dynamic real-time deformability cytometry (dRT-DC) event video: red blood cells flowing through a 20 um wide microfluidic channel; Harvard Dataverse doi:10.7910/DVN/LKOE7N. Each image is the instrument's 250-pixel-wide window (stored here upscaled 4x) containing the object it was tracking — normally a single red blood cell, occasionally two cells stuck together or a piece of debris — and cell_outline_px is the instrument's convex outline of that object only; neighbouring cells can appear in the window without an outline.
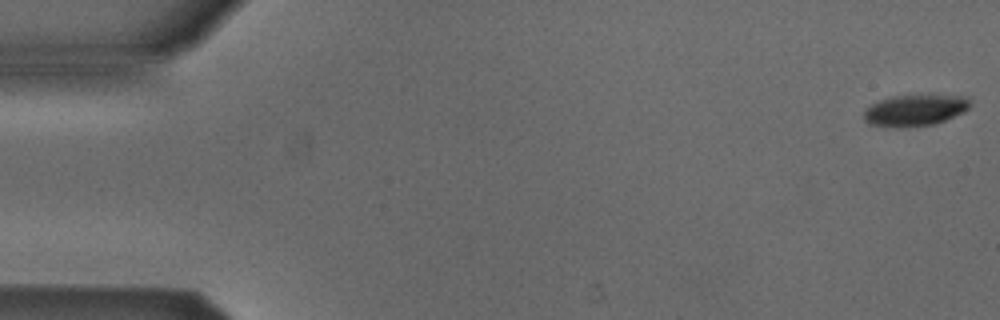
{"species": "Egyptian fruit bat (a non-hibernating species)", "species_latin": "Rousettus aegyptiacus", "temperature_condition": "cold", "stored_images_in_passage": 11, "camera_frame_rate_fps": 3000, "um_per_image_px": 0.085, "animal": {"sex": "male"}, "frame": {"image": 1, "passage_image": 1, "time_ms": 0.0, "image_size_px": [1000, 320], "cell_outline_px": [[968, 108], [964, 112], [944, 120], [932, 124], [868, 124], [864, 120], [864, 112], [872, 104], [892, 96], [960, 96], [968, 100]], "centroid_in_image_um": [77.77, 9.33], "position_along_channel_um": 7.2, "area_um2": 17.86}}